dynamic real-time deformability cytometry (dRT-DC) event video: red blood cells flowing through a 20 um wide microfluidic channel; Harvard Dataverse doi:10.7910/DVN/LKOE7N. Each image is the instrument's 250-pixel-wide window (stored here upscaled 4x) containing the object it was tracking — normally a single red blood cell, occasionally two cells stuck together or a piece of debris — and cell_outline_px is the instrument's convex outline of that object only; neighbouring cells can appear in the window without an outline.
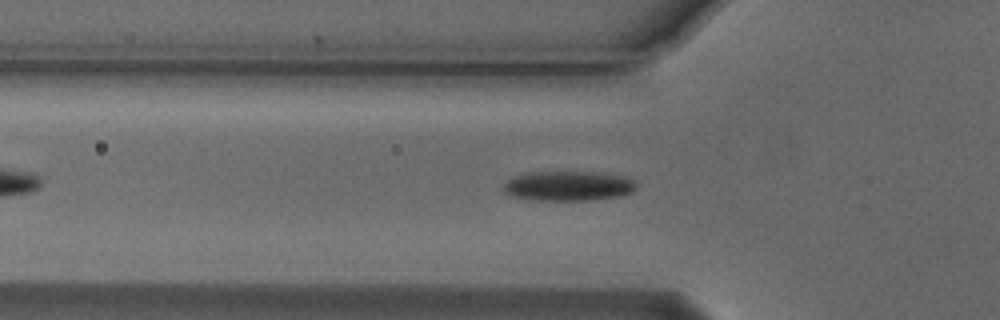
{"species": "Egyptian fruit bat (a non-hibernating species)", "species_latin": "Rousettus aegyptiacus", "temperature_condition": "cold", "stored_images_in_passage": 39, "camera_frame_rate_fps": 3000, "um_per_image_px": 0.085, "animal": {"sex": "male"}, "frame": {"image": 1, "passage_image": 9, "time_ms": 2.667, "image_size_px": [1000, 320], "cell_outline_px": [[636, 188], [632, 192], [620, 196], [588, 200], [536, 200], [512, 196], [504, 192], [504, 184], [508, 180], [516, 176], [528, 172], [600, 172], [620, 176], [632, 180], [636, 184]], "centroid_in_image_um": [48.3, 15.8], "position_along_channel_um": 77.5, "area_um2": 22.83}}
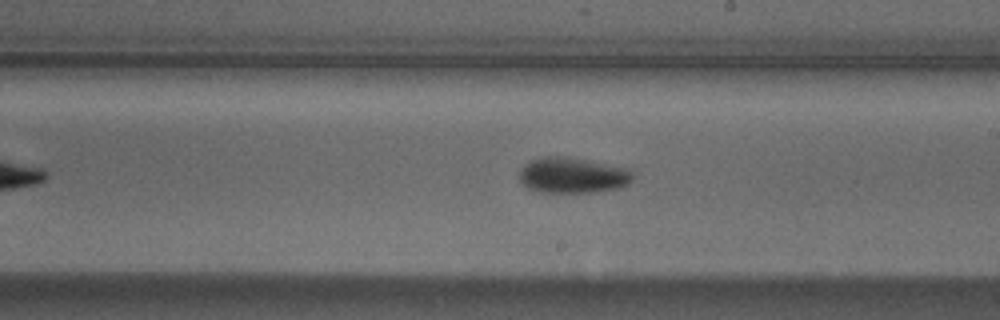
{"frame": {"image": 2, "passage_image": 22, "time_ms": 7.0, "image_size_px": [1000, 320], "cell_outline_px": [[632, 180], [628, 184], [620, 188], [592, 192], [540, 192], [528, 188], [520, 180], [520, 168], [524, 164], [540, 156], [568, 156], [628, 168], [632, 172]], "centroid_in_image_um": [48.66, 14.89], "position_along_channel_um": 240.3, "area_um2": 23.7}}
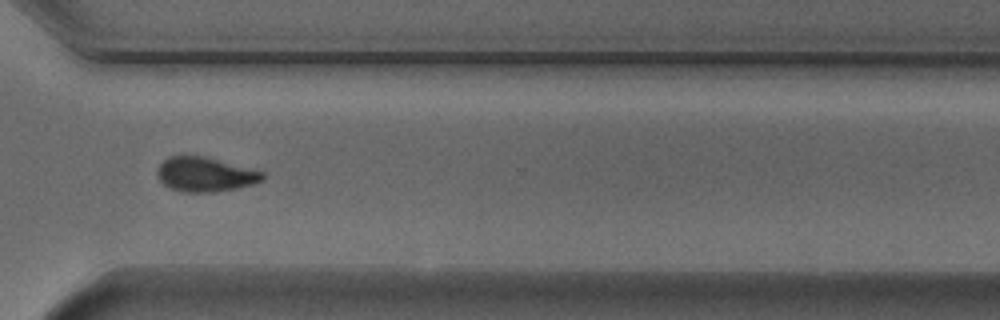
{"frame": {"image": 3, "passage_image": 31, "time_ms": 10.0, "image_size_px": [1000, 320], "cell_outline_px": [[264, 180], [252, 184], [236, 188], [212, 192], [180, 192], [168, 188], [156, 176], [156, 168], [168, 156], [204, 156], [256, 168], [264, 172]], "centroid_in_image_um": [17.45, 14.82], "position_along_channel_um": 353.2, "area_um2": 21.56}, "authors_computed_cell_mechanics": {"area_um2": 22.4842, "velocity_mm_per_s": 3.7534, "shape_relaxation_time_tau1_ms": 2.7985, "shape_relaxation_time_tau2_ms": null, "deformation_change_tau1": 0.1108, "deformation_change_tau2": null}}